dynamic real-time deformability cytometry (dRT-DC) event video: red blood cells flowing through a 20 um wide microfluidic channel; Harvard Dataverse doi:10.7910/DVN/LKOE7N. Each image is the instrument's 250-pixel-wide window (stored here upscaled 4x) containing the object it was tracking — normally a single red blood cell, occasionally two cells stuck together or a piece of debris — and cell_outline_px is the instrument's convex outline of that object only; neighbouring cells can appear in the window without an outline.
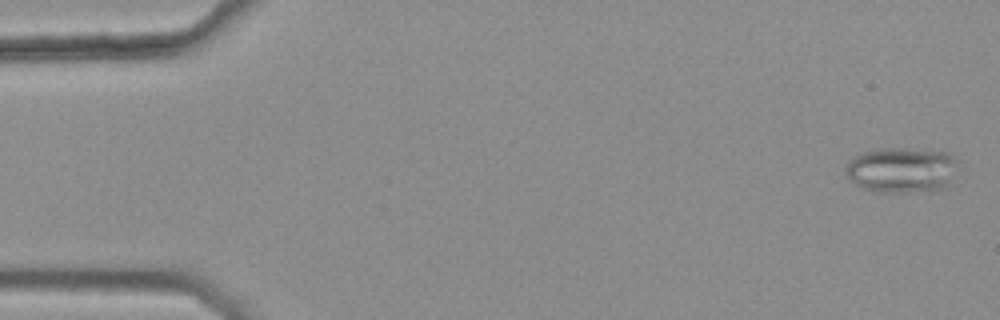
{"species": "common noctule bat (a hibernating species)", "species_latin": "Nyctalus noctula", "temperature_condition": "warm", "stored_images_in_passage": 46, "camera_frame_rate_fps": 3000, "um_per_image_px": 0.085, "animal": {"sex": "female", "body_mass_g": 25.1}, "frame": {"image": 1, "passage_image": 1, "time_ms": 0.0, "image_size_px": [1000, 320], "cell_outline_px": [[952, 160], [944, 188], [908, 192], [876, 192], [860, 188], [848, 176], [848, 164], [856, 156], [864, 152], [880, 148], [900, 148], [948, 152], [952, 156]], "centroid_in_image_um": [76.52, 14.45], "position_along_channel_um": 8.5, "area_um2": 28.26}}
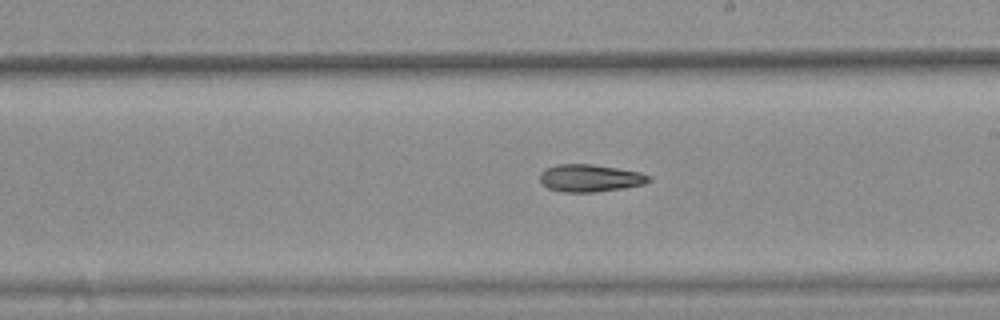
{"frame": {"image": 2, "passage_image": 30, "time_ms": 9.667, "image_size_px": [1000, 320], "cell_outline_px": [[652, 180], [644, 184], [624, 188], [592, 192], [564, 192], [548, 188], [540, 180], [540, 172], [544, 168], [556, 164], [592, 164], [640, 172], [652, 176]], "centroid_in_image_um": [50.16, 15.13], "position_along_channel_um": 238.8, "area_um2": 17.46}}
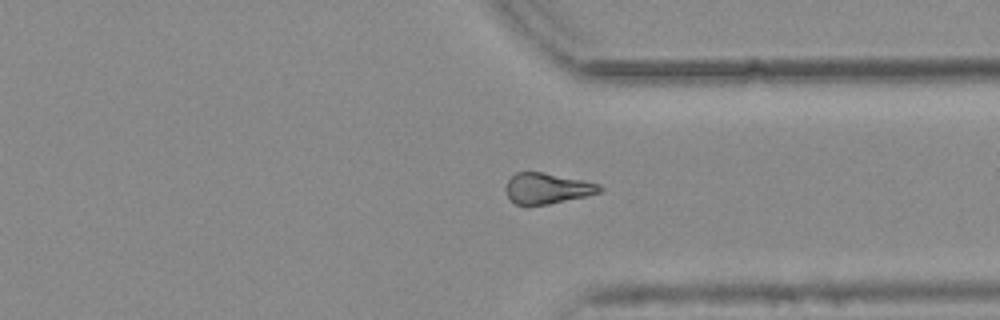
{"frame": {"image": 3, "passage_image": 40, "time_ms": 13.0, "image_size_px": [1000, 320], "cell_outline_px": [[604, 188], [600, 192], [588, 196], [548, 204], [516, 204], [508, 196], [504, 188], [508, 180], [516, 172], [544, 172], [600, 184]], "centroid_in_image_um": [46.53, 16.0], "position_along_channel_um": 364.9, "area_um2": 16.7}}